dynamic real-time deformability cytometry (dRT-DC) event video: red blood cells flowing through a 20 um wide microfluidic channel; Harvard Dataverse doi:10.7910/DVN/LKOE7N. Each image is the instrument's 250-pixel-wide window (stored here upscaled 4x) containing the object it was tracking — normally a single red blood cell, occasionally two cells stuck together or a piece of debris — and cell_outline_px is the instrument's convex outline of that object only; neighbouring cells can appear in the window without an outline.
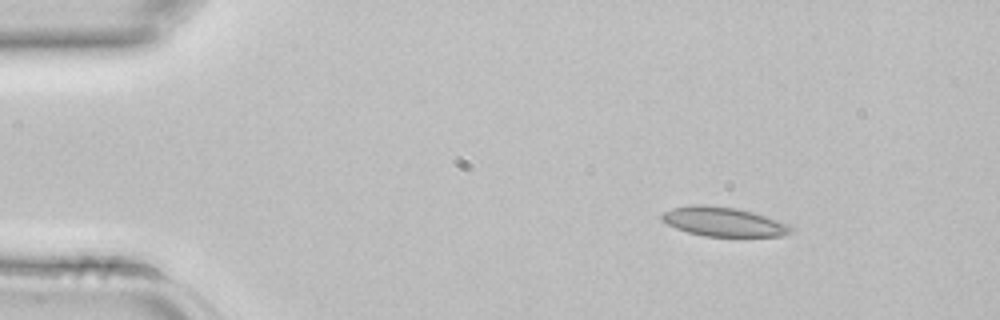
{"species": "common noctule bat (a hibernating species)", "species_latin": "Nyctalus noctula", "temperature_condition": "room temperature", "stored_images_in_passage": 3, "camera_frame_rate_fps": 3000, "um_per_image_px": 0.085, "animal": {"sex": "female", "body_mass_g": 22.7, "forearm_length_mm": 54.2}, "frame": {"image": 1, "passage_image": 2, "time_ms": 0.333, "image_size_px": [1000, 320], "cell_outline_px": [[796, 228], [792, 232], [780, 236], [704, 236], [688, 232], [676, 228], [660, 220], [660, 216], [664, 212], [672, 208], [692, 204], [700, 204], [736, 208], [752, 212], [788, 224]], "centroid_in_image_um": [61.48, 18.85], "position_along_channel_um": 23.5, "area_um2": 21.91}}